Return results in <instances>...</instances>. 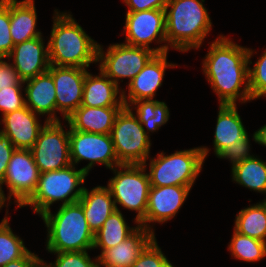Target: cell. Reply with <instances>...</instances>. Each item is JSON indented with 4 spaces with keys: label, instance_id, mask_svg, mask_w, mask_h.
I'll use <instances>...</instances> for the list:
<instances>
[{
    "label": "cell",
    "instance_id": "obj_1",
    "mask_svg": "<svg viewBox=\"0 0 266 267\" xmlns=\"http://www.w3.org/2000/svg\"><path fill=\"white\" fill-rule=\"evenodd\" d=\"M253 53L254 50L240 46L222 34L211 42L202 68L219 104L236 105L238 100L241 104L252 100L248 69Z\"/></svg>",
    "mask_w": 266,
    "mask_h": 267
},
{
    "label": "cell",
    "instance_id": "obj_2",
    "mask_svg": "<svg viewBox=\"0 0 266 267\" xmlns=\"http://www.w3.org/2000/svg\"><path fill=\"white\" fill-rule=\"evenodd\" d=\"M53 26L48 40L50 65L89 68L97 63L98 43L68 12L54 10Z\"/></svg>",
    "mask_w": 266,
    "mask_h": 267
},
{
    "label": "cell",
    "instance_id": "obj_3",
    "mask_svg": "<svg viewBox=\"0 0 266 267\" xmlns=\"http://www.w3.org/2000/svg\"><path fill=\"white\" fill-rule=\"evenodd\" d=\"M205 0H169L165 7L167 47L180 52L199 49L211 31Z\"/></svg>",
    "mask_w": 266,
    "mask_h": 267
},
{
    "label": "cell",
    "instance_id": "obj_4",
    "mask_svg": "<svg viewBox=\"0 0 266 267\" xmlns=\"http://www.w3.org/2000/svg\"><path fill=\"white\" fill-rule=\"evenodd\" d=\"M40 217L47 227L48 253L93 250L94 234L79 202L60 205L55 214L48 210Z\"/></svg>",
    "mask_w": 266,
    "mask_h": 267
},
{
    "label": "cell",
    "instance_id": "obj_5",
    "mask_svg": "<svg viewBox=\"0 0 266 267\" xmlns=\"http://www.w3.org/2000/svg\"><path fill=\"white\" fill-rule=\"evenodd\" d=\"M209 148L194 147L165 155L162 151L157 158H151L149 167L150 186H183L193 187L202 170Z\"/></svg>",
    "mask_w": 266,
    "mask_h": 267
},
{
    "label": "cell",
    "instance_id": "obj_6",
    "mask_svg": "<svg viewBox=\"0 0 266 267\" xmlns=\"http://www.w3.org/2000/svg\"><path fill=\"white\" fill-rule=\"evenodd\" d=\"M88 174L81 168L70 166L54 171L40 173L36 191L20 207L31 206L33 212L42 215L50 210L51 205L61 201V205L78 202L81 198Z\"/></svg>",
    "mask_w": 266,
    "mask_h": 267
},
{
    "label": "cell",
    "instance_id": "obj_7",
    "mask_svg": "<svg viewBox=\"0 0 266 267\" xmlns=\"http://www.w3.org/2000/svg\"><path fill=\"white\" fill-rule=\"evenodd\" d=\"M147 165L144 163L116 166L112 169L115 176L109 179L106 186L111 192L117 210L119 204L129 211L137 212L134 218L136 225L145 217L148 205L150 179L146 172Z\"/></svg>",
    "mask_w": 266,
    "mask_h": 267
},
{
    "label": "cell",
    "instance_id": "obj_8",
    "mask_svg": "<svg viewBox=\"0 0 266 267\" xmlns=\"http://www.w3.org/2000/svg\"><path fill=\"white\" fill-rule=\"evenodd\" d=\"M123 107L117 114L110 136L120 164H144L150 157L151 141L133 114Z\"/></svg>",
    "mask_w": 266,
    "mask_h": 267
},
{
    "label": "cell",
    "instance_id": "obj_9",
    "mask_svg": "<svg viewBox=\"0 0 266 267\" xmlns=\"http://www.w3.org/2000/svg\"><path fill=\"white\" fill-rule=\"evenodd\" d=\"M98 45L99 69L110 78L118 87L119 80L132 79L144 68L147 62L156 54L152 49L137 47L123 43L111 44L107 51Z\"/></svg>",
    "mask_w": 266,
    "mask_h": 267
},
{
    "label": "cell",
    "instance_id": "obj_10",
    "mask_svg": "<svg viewBox=\"0 0 266 267\" xmlns=\"http://www.w3.org/2000/svg\"><path fill=\"white\" fill-rule=\"evenodd\" d=\"M40 171L30 149H15L8 163L3 181L0 183V200L4 206H9L14 197L20 208L36 191ZM6 184L8 197L5 196L2 186ZM8 201V205L6 202Z\"/></svg>",
    "mask_w": 266,
    "mask_h": 267
},
{
    "label": "cell",
    "instance_id": "obj_11",
    "mask_svg": "<svg viewBox=\"0 0 266 267\" xmlns=\"http://www.w3.org/2000/svg\"><path fill=\"white\" fill-rule=\"evenodd\" d=\"M63 128L61 121H48L30 149L40 173L71 165L69 130Z\"/></svg>",
    "mask_w": 266,
    "mask_h": 267
},
{
    "label": "cell",
    "instance_id": "obj_12",
    "mask_svg": "<svg viewBox=\"0 0 266 267\" xmlns=\"http://www.w3.org/2000/svg\"><path fill=\"white\" fill-rule=\"evenodd\" d=\"M69 148L71 164L77 165L83 160L89 163L82 167L87 174L97 164L112 170L121 165L116 157L110 134H97L73 130L69 124Z\"/></svg>",
    "mask_w": 266,
    "mask_h": 267
},
{
    "label": "cell",
    "instance_id": "obj_13",
    "mask_svg": "<svg viewBox=\"0 0 266 267\" xmlns=\"http://www.w3.org/2000/svg\"><path fill=\"white\" fill-rule=\"evenodd\" d=\"M125 44L152 49L156 54L169 51L166 41L165 10L127 12L125 17ZM157 40V41H156ZM164 43L151 48L150 44Z\"/></svg>",
    "mask_w": 266,
    "mask_h": 267
},
{
    "label": "cell",
    "instance_id": "obj_14",
    "mask_svg": "<svg viewBox=\"0 0 266 267\" xmlns=\"http://www.w3.org/2000/svg\"><path fill=\"white\" fill-rule=\"evenodd\" d=\"M48 72L52 75L56 88L57 114L61 113L66 121L82 104L87 69L50 65Z\"/></svg>",
    "mask_w": 266,
    "mask_h": 267
},
{
    "label": "cell",
    "instance_id": "obj_15",
    "mask_svg": "<svg viewBox=\"0 0 266 267\" xmlns=\"http://www.w3.org/2000/svg\"><path fill=\"white\" fill-rule=\"evenodd\" d=\"M190 190V187L183 186H150L146 215L139 225L155 233L149 224H164L173 219L186 201Z\"/></svg>",
    "mask_w": 266,
    "mask_h": 267
},
{
    "label": "cell",
    "instance_id": "obj_16",
    "mask_svg": "<svg viewBox=\"0 0 266 267\" xmlns=\"http://www.w3.org/2000/svg\"><path fill=\"white\" fill-rule=\"evenodd\" d=\"M167 54L168 52L155 54L127 84L128 94L122 90L125 107L138 100L154 99L158 88L162 85L166 69L177 67L176 64L167 61Z\"/></svg>",
    "mask_w": 266,
    "mask_h": 267
},
{
    "label": "cell",
    "instance_id": "obj_17",
    "mask_svg": "<svg viewBox=\"0 0 266 267\" xmlns=\"http://www.w3.org/2000/svg\"><path fill=\"white\" fill-rule=\"evenodd\" d=\"M43 35L14 45L6 58L24 82L48 71L50 66L48 42Z\"/></svg>",
    "mask_w": 266,
    "mask_h": 267
},
{
    "label": "cell",
    "instance_id": "obj_18",
    "mask_svg": "<svg viewBox=\"0 0 266 267\" xmlns=\"http://www.w3.org/2000/svg\"><path fill=\"white\" fill-rule=\"evenodd\" d=\"M38 116L40 115L32 112L27 106L9 112L2 116L1 122L4 127L0 132L9 137L16 149H31L48 122L45 119L42 126Z\"/></svg>",
    "mask_w": 266,
    "mask_h": 267
},
{
    "label": "cell",
    "instance_id": "obj_19",
    "mask_svg": "<svg viewBox=\"0 0 266 267\" xmlns=\"http://www.w3.org/2000/svg\"><path fill=\"white\" fill-rule=\"evenodd\" d=\"M155 238V233L144 226L137 228L118 245L98 255L100 267H132L145 247Z\"/></svg>",
    "mask_w": 266,
    "mask_h": 267
},
{
    "label": "cell",
    "instance_id": "obj_20",
    "mask_svg": "<svg viewBox=\"0 0 266 267\" xmlns=\"http://www.w3.org/2000/svg\"><path fill=\"white\" fill-rule=\"evenodd\" d=\"M26 106L34 113L47 116V121H61L56 115V88L52 75L47 71L24 81Z\"/></svg>",
    "mask_w": 266,
    "mask_h": 267
},
{
    "label": "cell",
    "instance_id": "obj_21",
    "mask_svg": "<svg viewBox=\"0 0 266 267\" xmlns=\"http://www.w3.org/2000/svg\"><path fill=\"white\" fill-rule=\"evenodd\" d=\"M99 72V75H93L87 71L81 105L92 108L124 107L121 87H118L101 70Z\"/></svg>",
    "mask_w": 266,
    "mask_h": 267
},
{
    "label": "cell",
    "instance_id": "obj_22",
    "mask_svg": "<svg viewBox=\"0 0 266 267\" xmlns=\"http://www.w3.org/2000/svg\"><path fill=\"white\" fill-rule=\"evenodd\" d=\"M123 107L80 106L66 120L67 124L77 131L97 134H110L117 114Z\"/></svg>",
    "mask_w": 266,
    "mask_h": 267
},
{
    "label": "cell",
    "instance_id": "obj_23",
    "mask_svg": "<svg viewBox=\"0 0 266 267\" xmlns=\"http://www.w3.org/2000/svg\"><path fill=\"white\" fill-rule=\"evenodd\" d=\"M78 202L82 205L90 230L95 234L105 220L115 211L116 206L110 190L106 186H96L90 191L84 187Z\"/></svg>",
    "mask_w": 266,
    "mask_h": 267
},
{
    "label": "cell",
    "instance_id": "obj_24",
    "mask_svg": "<svg viewBox=\"0 0 266 267\" xmlns=\"http://www.w3.org/2000/svg\"><path fill=\"white\" fill-rule=\"evenodd\" d=\"M34 0H10V33L14 45L40 37Z\"/></svg>",
    "mask_w": 266,
    "mask_h": 267
},
{
    "label": "cell",
    "instance_id": "obj_25",
    "mask_svg": "<svg viewBox=\"0 0 266 267\" xmlns=\"http://www.w3.org/2000/svg\"><path fill=\"white\" fill-rule=\"evenodd\" d=\"M217 123L214 132V152L217 156L227 146L243 139L248 133L238 114L237 104H219Z\"/></svg>",
    "mask_w": 266,
    "mask_h": 267
},
{
    "label": "cell",
    "instance_id": "obj_26",
    "mask_svg": "<svg viewBox=\"0 0 266 267\" xmlns=\"http://www.w3.org/2000/svg\"><path fill=\"white\" fill-rule=\"evenodd\" d=\"M137 226L130 227L120 210H115L94 234L93 249L99 247L101 253L123 242Z\"/></svg>",
    "mask_w": 266,
    "mask_h": 267
},
{
    "label": "cell",
    "instance_id": "obj_27",
    "mask_svg": "<svg viewBox=\"0 0 266 267\" xmlns=\"http://www.w3.org/2000/svg\"><path fill=\"white\" fill-rule=\"evenodd\" d=\"M232 171V181L239 185L266 195V162L257 156L245 159Z\"/></svg>",
    "mask_w": 266,
    "mask_h": 267
},
{
    "label": "cell",
    "instance_id": "obj_28",
    "mask_svg": "<svg viewBox=\"0 0 266 267\" xmlns=\"http://www.w3.org/2000/svg\"><path fill=\"white\" fill-rule=\"evenodd\" d=\"M127 107L130 110H136V113L133 112V114L137 117L143 129H147L145 132L148 136L149 132H156L162 125H165L170 117L167 104L156 99L138 100Z\"/></svg>",
    "mask_w": 266,
    "mask_h": 267
},
{
    "label": "cell",
    "instance_id": "obj_29",
    "mask_svg": "<svg viewBox=\"0 0 266 267\" xmlns=\"http://www.w3.org/2000/svg\"><path fill=\"white\" fill-rule=\"evenodd\" d=\"M235 218L236 232L266 242V209L261 202L241 209Z\"/></svg>",
    "mask_w": 266,
    "mask_h": 267
},
{
    "label": "cell",
    "instance_id": "obj_30",
    "mask_svg": "<svg viewBox=\"0 0 266 267\" xmlns=\"http://www.w3.org/2000/svg\"><path fill=\"white\" fill-rule=\"evenodd\" d=\"M228 251L235 259L255 263L266 257V242L242 235L234 230Z\"/></svg>",
    "mask_w": 266,
    "mask_h": 267
},
{
    "label": "cell",
    "instance_id": "obj_31",
    "mask_svg": "<svg viewBox=\"0 0 266 267\" xmlns=\"http://www.w3.org/2000/svg\"><path fill=\"white\" fill-rule=\"evenodd\" d=\"M7 215L8 209L0 222V267L22 258L29 251L25 247L23 239L13 233Z\"/></svg>",
    "mask_w": 266,
    "mask_h": 267
},
{
    "label": "cell",
    "instance_id": "obj_32",
    "mask_svg": "<svg viewBox=\"0 0 266 267\" xmlns=\"http://www.w3.org/2000/svg\"><path fill=\"white\" fill-rule=\"evenodd\" d=\"M256 60L254 66H249V90L251 99L256 100L260 97H266V49Z\"/></svg>",
    "mask_w": 266,
    "mask_h": 267
},
{
    "label": "cell",
    "instance_id": "obj_33",
    "mask_svg": "<svg viewBox=\"0 0 266 267\" xmlns=\"http://www.w3.org/2000/svg\"><path fill=\"white\" fill-rule=\"evenodd\" d=\"M55 262L49 263L52 267H100L98 256L91 259L87 251L59 252Z\"/></svg>",
    "mask_w": 266,
    "mask_h": 267
},
{
    "label": "cell",
    "instance_id": "obj_34",
    "mask_svg": "<svg viewBox=\"0 0 266 267\" xmlns=\"http://www.w3.org/2000/svg\"><path fill=\"white\" fill-rule=\"evenodd\" d=\"M14 43L10 33V0L0 4V58L6 59Z\"/></svg>",
    "mask_w": 266,
    "mask_h": 267
},
{
    "label": "cell",
    "instance_id": "obj_35",
    "mask_svg": "<svg viewBox=\"0 0 266 267\" xmlns=\"http://www.w3.org/2000/svg\"><path fill=\"white\" fill-rule=\"evenodd\" d=\"M24 84H17L11 87L0 89V111L2 115L19 110L26 106L23 96Z\"/></svg>",
    "mask_w": 266,
    "mask_h": 267
},
{
    "label": "cell",
    "instance_id": "obj_36",
    "mask_svg": "<svg viewBox=\"0 0 266 267\" xmlns=\"http://www.w3.org/2000/svg\"><path fill=\"white\" fill-rule=\"evenodd\" d=\"M250 140L248 134L241 140L233 142L225 149H223L217 158L228 159L232 164L231 169L240 164L245 159L253 158L254 155H250Z\"/></svg>",
    "mask_w": 266,
    "mask_h": 267
},
{
    "label": "cell",
    "instance_id": "obj_37",
    "mask_svg": "<svg viewBox=\"0 0 266 267\" xmlns=\"http://www.w3.org/2000/svg\"><path fill=\"white\" fill-rule=\"evenodd\" d=\"M167 260L155 237L141 252L132 267H162Z\"/></svg>",
    "mask_w": 266,
    "mask_h": 267
},
{
    "label": "cell",
    "instance_id": "obj_38",
    "mask_svg": "<svg viewBox=\"0 0 266 267\" xmlns=\"http://www.w3.org/2000/svg\"><path fill=\"white\" fill-rule=\"evenodd\" d=\"M17 84H24V82L9 63V60L6 62L5 59L0 58V89L3 87L15 86Z\"/></svg>",
    "mask_w": 266,
    "mask_h": 267
},
{
    "label": "cell",
    "instance_id": "obj_39",
    "mask_svg": "<svg viewBox=\"0 0 266 267\" xmlns=\"http://www.w3.org/2000/svg\"><path fill=\"white\" fill-rule=\"evenodd\" d=\"M15 149L9 137L0 132V183L3 181L8 163Z\"/></svg>",
    "mask_w": 266,
    "mask_h": 267
},
{
    "label": "cell",
    "instance_id": "obj_40",
    "mask_svg": "<svg viewBox=\"0 0 266 267\" xmlns=\"http://www.w3.org/2000/svg\"><path fill=\"white\" fill-rule=\"evenodd\" d=\"M169 0H123L128 6L127 12L147 11L152 9L165 10Z\"/></svg>",
    "mask_w": 266,
    "mask_h": 267
},
{
    "label": "cell",
    "instance_id": "obj_41",
    "mask_svg": "<svg viewBox=\"0 0 266 267\" xmlns=\"http://www.w3.org/2000/svg\"><path fill=\"white\" fill-rule=\"evenodd\" d=\"M39 259L40 257L29 250L22 258L11 261L3 267H34Z\"/></svg>",
    "mask_w": 266,
    "mask_h": 267
},
{
    "label": "cell",
    "instance_id": "obj_42",
    "mask_svg": "<svg viewBox=\"0 0 266 267\" xmlns=\"http://www.w3.org/2000/svg\"><path fill=\"white\" fill-rule=\"evenodd\" d=\"M253 141L266 147V124L254 132Z\"/></svg>",
    "mask_w": 266,
    "mask_h": 267
},
{
    "label": "cell",
    "instance_id": "obj_43",
    "mask_svg": "<svg viewBox=\"0 0 266 267\" xmlns=\"http://www.w3.org/2000/svg\"><path fill=\"white\" fill-rule=\"evenodd\" d=\"M34 267H52L50 264H47L42 258H40L34 265Z\"/></svg>",
    "mask_w": 266,
    "mask_h": 267
},
{
    "label": "cell",
    "instance_id": "obj_44",
    "mask_svg": "<svg viewBox=\"0 0 266 267\" xmlns=\"http://www.w3.org/2000/svg\"><path fill=\"white\" fill-rule=\"evenodd\" d=\"M162 267H174V265L172 263H170L169 260H167L163 265Z\"/></svg>",
    "mask_w": 266,
    "mask_h": 267
},
{
    "label": "cell",
    "instance_id": "obj_45",
    "mask_svg": "<svg viewBox=\"0 0 266 267\" xmlns=\"http://www.w3.org/2000/svg\"><path fill=\"white\" fill-rule=\"evenodd\" d=\"M261 203L265 206V209H266V198L262 200Z\"/></svg>",
    "mask_w": 266,
    "mask_h": 267
},
{
    "label": "cell",
    "instance_id": "obj_46",
    "mask_svg": "<svg viewBox=\"0 0 266 267\" xmlns=\"http://www.w3.org/2000/svg\"><path fill=\"white\" fill-rule=\"evenodd\" d=\"M4 207V205L2 204L1 200H0V210Z\"/></svg>",
    "mask_w": 266,
    "mask_h": 267
}]
</instances>
